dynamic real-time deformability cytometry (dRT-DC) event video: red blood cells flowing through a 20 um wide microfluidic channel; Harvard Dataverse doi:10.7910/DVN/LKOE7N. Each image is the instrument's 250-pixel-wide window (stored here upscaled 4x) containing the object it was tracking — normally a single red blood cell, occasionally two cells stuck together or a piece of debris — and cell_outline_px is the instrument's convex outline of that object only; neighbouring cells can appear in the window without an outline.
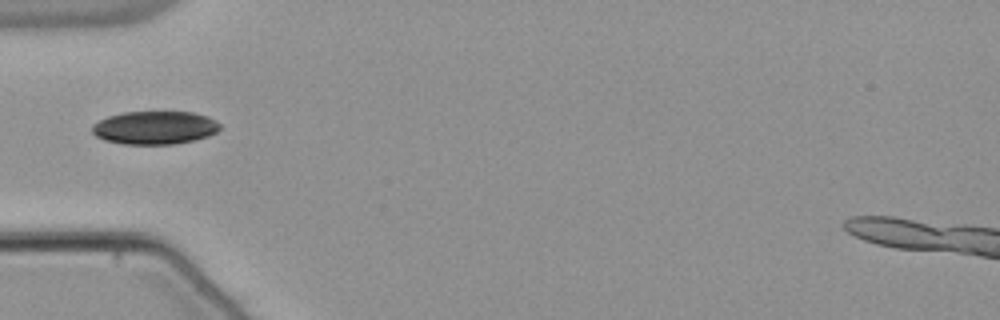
{"species": "common noctule bat (a hibernating species)", "species_latin": "Nyctalus noctula", "temperature_condition": "warm", "stored_images_in_passage": 19, "camera_frame_rate_fps": 3000, "um_per_image_px": 0.085, "animal": {"sex": "male", "body_mass_g": 21.5, "forearm_length_mm": 52.0}, "frame": {"image": 1, "passage_image": 1, "time_ms": 0.0, "image_size_px": [1000, 320], "cell_outline_px": [[220, 128], [216, 132], [208, 136], [192, 140], [172, 144], [124, 144], [104, 140], [96, 136], [92, 132], [92, 124], [108, 116], [124, 112], [192, 112], [208, 116], [216, 120], [220, 124]], "centroid_in_image_um": [13.15, 10.85], "position_along_channel_um": 71.9, "area_um2": 24.68}}
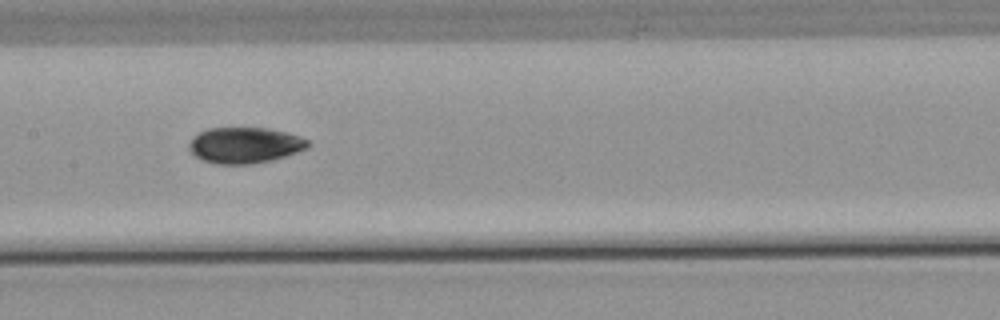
{"frame": {"image": 2, "passage_image": 10, "time_ms": 3.0, "image_size_px": [1000, 320], "cell_outline_px": [[312, 144], [308, 148], [284, 156], [252, 164], [216, 164], [204, 160], [196, 156], [188, 148], [188, 144], [192, 136], [208, 128], [268, 128], [288, 132], [300, 136], [308, 140]], "centroid_in_image_um": [20.81, 12.33], "position_along_channel_um": 186.6, "area_um2": 24.91}}
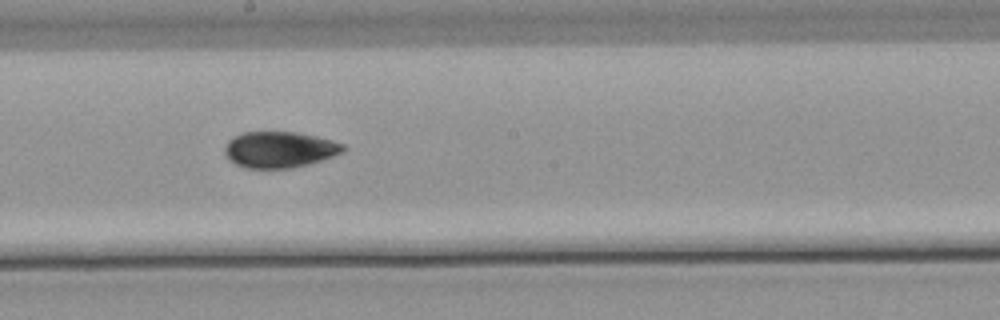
{"frame": {"image": 3, "passage_image": 13, "time_ms": 4.0, "image_size_px": [1000, 320], "cell_outline_px": [[344, 152], [308, 164], [292, 168], [248, 168], [236, 164], [224, 152], [224, 148], [228, 140], [244, 132], [296, 132], [316, 136], [332, 140], [344, 144]], "centroid_in_image_um": [23.77, 12.71], "position_along_channel_um": 224.4, "area_um2": 24.68}}